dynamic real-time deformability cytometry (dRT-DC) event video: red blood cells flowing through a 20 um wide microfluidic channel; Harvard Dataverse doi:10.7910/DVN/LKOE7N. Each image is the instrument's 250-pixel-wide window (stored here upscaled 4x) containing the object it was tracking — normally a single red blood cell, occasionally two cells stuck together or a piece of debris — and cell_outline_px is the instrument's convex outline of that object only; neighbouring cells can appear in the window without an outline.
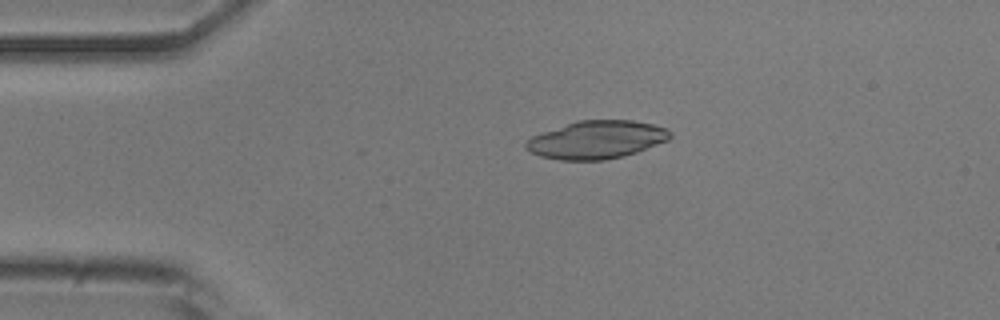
{"species": "common noctule bat (a hibernating species)", "species_latin": "Nyctalus noctula", "temperature_condition": "room temperature", "stored_images_in_passage": 51, "camera_frame_rate_fps": 3000, "um_per_image_px": 0.085, "animal": {"sex": "male", "body_mass_g": 20.5, "forearm_length_mm": 52.5}, "frame": {"image": 1, "passage_image": 10, "time_ms": 3.0, "image_size_px": [1000, 320], "cell_outline_px": [[672, 136], [668, 140], [636, 152], [624, 156], [604, 160], [560, 160], [540, 156], [524, 148], [524, 144], [532, 136], [576, 120], [632, 120], [652, 124], [668, 128], [672, 132]], "centroid_in_image_um": [50.72, 11.87], "position_along_channel_um": 34.3, "area_um2": 31.91}}
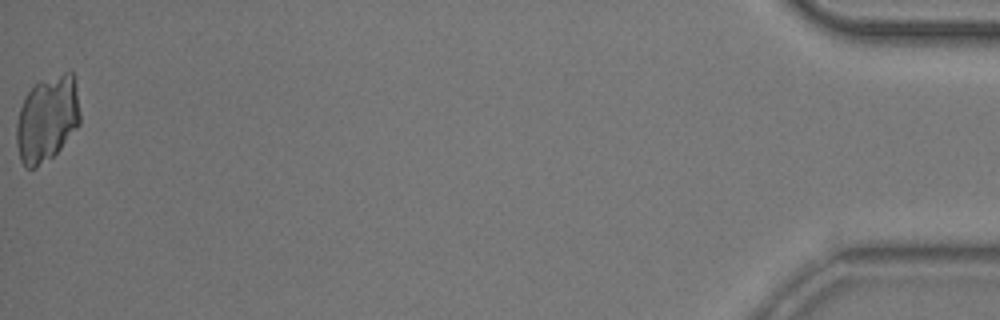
{"frame": {"image": 2, "passage_image": 51, "time_ms": 16.667, "image_size_px": [1000, 320], "cell_outline_px": [[80, 124], [60, 148], [52, 156], [36, 168], [24, 168], [20, 160], [16, 144], [16, 124], [20, 108], [32, 84], [40, 80], [64, 72], [72, 72], [76, 88], [80, 112]], "centroid_in_image_um": [3.99, 10.1], "position_along_channel_um": 431.2, "area_um2": 31.91}}